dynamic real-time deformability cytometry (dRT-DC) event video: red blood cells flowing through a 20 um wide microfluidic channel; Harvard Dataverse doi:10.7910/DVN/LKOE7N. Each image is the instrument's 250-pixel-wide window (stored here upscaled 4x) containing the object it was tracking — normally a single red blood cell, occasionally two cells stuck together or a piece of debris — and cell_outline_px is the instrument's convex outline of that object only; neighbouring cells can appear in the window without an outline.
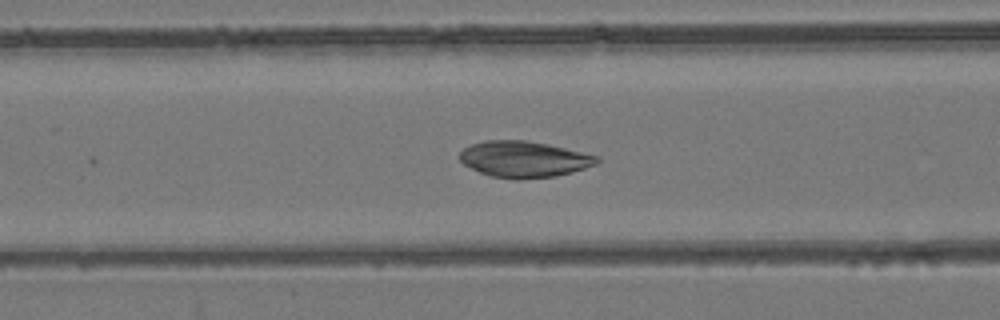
{"species": "common noctule bat (a hibernating species)", "species_latin": "Nyctalus noctula", "temperature_condition": "room temperature", "stored_images_in_passage": 53, "camera_frame_rate_fps": 3000, "um_per_image_px": 0.085, "animal": {"sex": "female", "body_mass_g": 24.6, "forearm_length_mm": 56.2}, "frame": {"image": 1, "passage_image": 21, "time_ms": 6.667, "image_size_px": [1000, 320], "cell_outline_px": [[600, 160], [596, 164], [572, 172], [556, 176], [520, 180], [516, 180], [492, 176], [480, 172], [464, 164], [460, 160], [460, 152], [464, 148], [472, 144], [484, 140], [524, 140], [548, 144], [600, 156]], "centroid_in_image_um": [44.55, 13.54], "position_along_channel_um": 122.0, "area_um2": 28.96}}
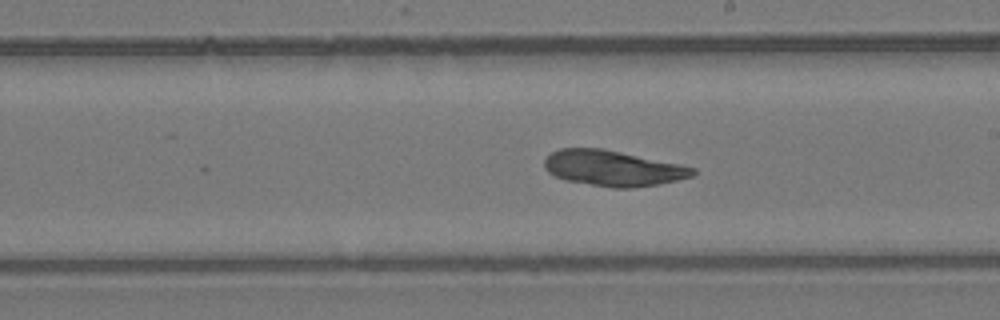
{"frame": {"image": 2, "passage_image": 30, "time_ms": 9.667, "image_size_px": [1000, 320], "cell_outline_px": [[696, 172], [692, 176], [660, 184], [632, 188], [612, 188], [564, 180], [548, 172], [544, 168], [544, 160], [552, 152], [560, 148], [604, 148], [680, 164], [696, 168]], "centroid_in_image_um": [52.09, 14.3], "position_along_channel_um": 236.9, "area_um2": 30.92}}
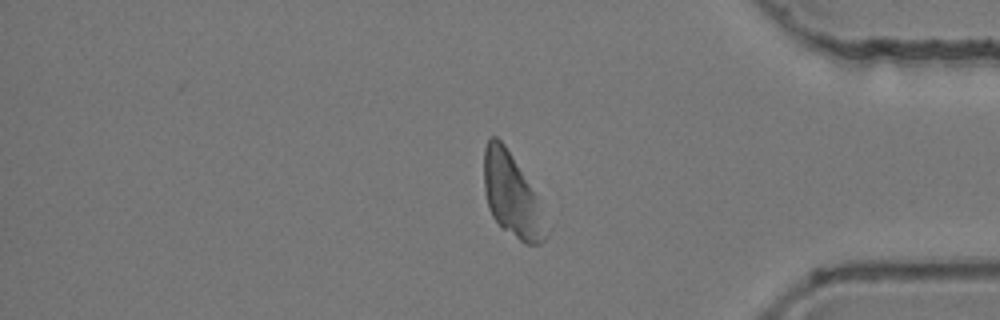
{"frame": {"image": 3, "passage_image": 44, "time_ms": 14.333, "image_size_px": [1000, 320], "cell_outline_px": [[548, 236], [540, 244], [524, 244], [504, 228], [492, 216], [488, 208], [484, 188], [484, 148], [488, 140], [492, 136], [496, 136], [504, 144], [512, 156], [536, 196]], "centroid_in_image_um": [43.46, 16.6], "position_along_channel_um": 391.7, "area_um2": 29.19}}